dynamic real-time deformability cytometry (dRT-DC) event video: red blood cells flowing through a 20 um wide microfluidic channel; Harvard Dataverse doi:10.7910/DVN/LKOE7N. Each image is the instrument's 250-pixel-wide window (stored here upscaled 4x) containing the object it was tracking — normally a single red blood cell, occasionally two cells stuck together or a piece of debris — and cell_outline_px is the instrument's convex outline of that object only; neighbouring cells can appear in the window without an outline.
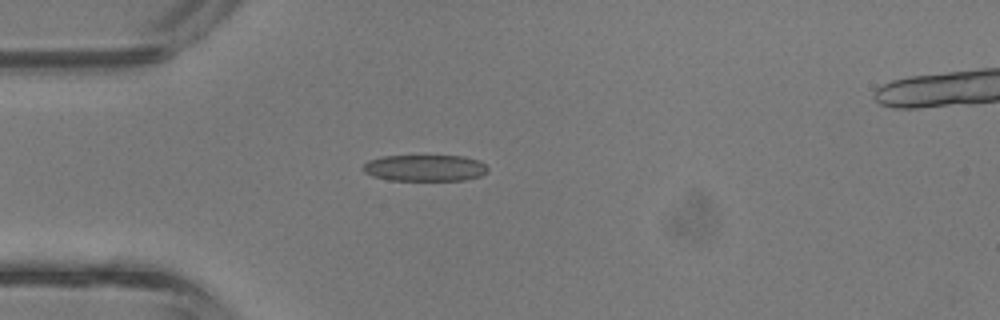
{"species": "common noctule bat (a hibernating species)", "species_latin": "Nyctalus noctula", "temperature_condition": "room temperature", "stored_images_in_passage": 2, "camera_frame_rate_fps": 3000, "um_per_image_px": 0.085, "animal": {"sex": "male", "body_mass_g": 13.3}, "frame": {"image": 1, "passage_image": 1, "time_ms": 0.0, "image_size_px": [1000, 320], "cell_outline_px": [[488, 172], [480, 176], [464, 180], [388, 180], [372, 176], [364, 172], [360, 168], [368, 160], [384, 156], [464, 156], [480, 160], [488, 168]], "centroid_in_image_um": [36.11, 14.28], "position_along_channel_um": 48.9, "area_um2": 19.36}}